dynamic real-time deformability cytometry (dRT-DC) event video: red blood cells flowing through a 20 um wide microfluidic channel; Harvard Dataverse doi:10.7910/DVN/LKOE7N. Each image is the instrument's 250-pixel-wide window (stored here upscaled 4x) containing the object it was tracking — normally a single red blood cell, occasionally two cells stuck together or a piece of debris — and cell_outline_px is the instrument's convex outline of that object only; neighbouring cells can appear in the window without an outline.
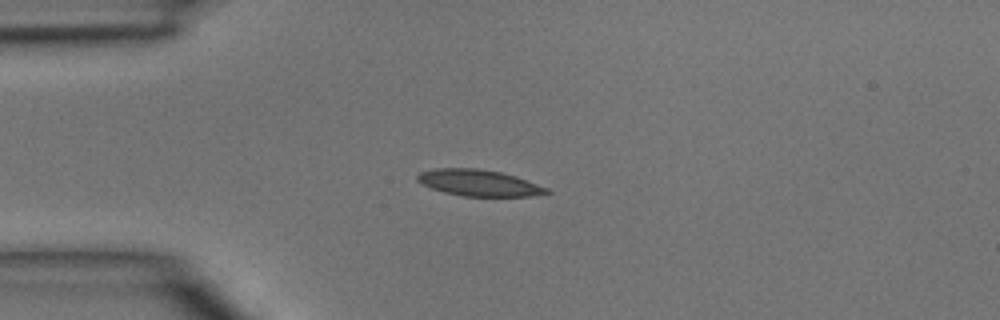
{"species": "common noctule bat (a hibernating species)", "species_latin": "Nyctalus noctula", "temperature_condition": "room temperature", "stored_images_in_passage": 12, "camera_frame_rate_fps": 3000, "um_per_image_px": 0.085, "animal": {"sex": "male", "body_mass_g": 15.6}, "frame": {"image": 1, "passage_image": 1, "time_ms": 0.0, "image_size_px": [1000, 320], "cell_outline_px": [[552, 192], [532, 196], [464, 196], [444, 192], [432, 188], [416, 180], [416, 176], [420, 172], [436, 168], [476, 168], [500, 172], [516, 176], [548, 188]], "centroid_in_image_um": [40.71, 15.54], "position_along_channel_um": 44.3, "area_um2": 19.71}}
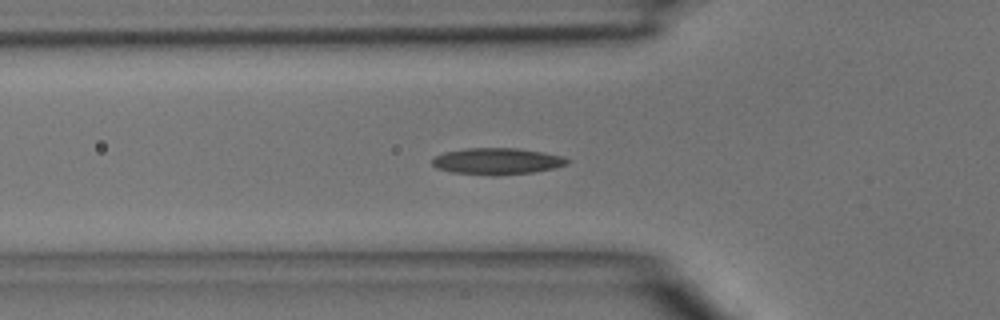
{"frame": {"image": 2, "passage_image": 5, "time_ms": 1.333, "image_size_px": [1000, 320], "cell_outline_px": [[572, 160], [568, 164], [556, 168], [532, 172], [496, 176], [452, 172], [436, 168], [432, 164], [432, 160], [436, 156], [444, 152], [464, 148], [520, 148], [544, 152], [564, 156]], "centroid_in_image_um": [42.3, 13.7], "position_along_channel_um": 83.5, "area_um2": 21.15}}
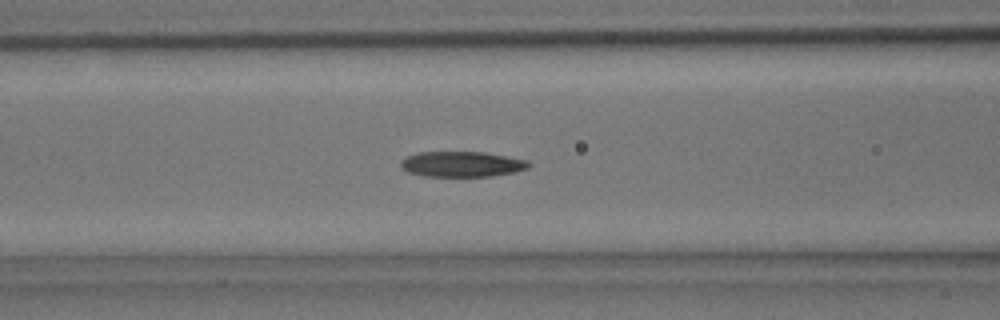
{"frame": {"image": 3, "passage_image": 8, "time_ms": 2.333, "image_size_px": [1000, 320], "cell_outline_px": [[532, 164], [528, 168], [516, 172], [492, 176], [424, 176], [408, 172], [400, 164], [400, 160], [416, 152], [484, 152], [528, 160]], "centroid_in_image_um": [39.29, 13.95], "position_along_channel_um": 127.3, "area_um2": 19.02}}